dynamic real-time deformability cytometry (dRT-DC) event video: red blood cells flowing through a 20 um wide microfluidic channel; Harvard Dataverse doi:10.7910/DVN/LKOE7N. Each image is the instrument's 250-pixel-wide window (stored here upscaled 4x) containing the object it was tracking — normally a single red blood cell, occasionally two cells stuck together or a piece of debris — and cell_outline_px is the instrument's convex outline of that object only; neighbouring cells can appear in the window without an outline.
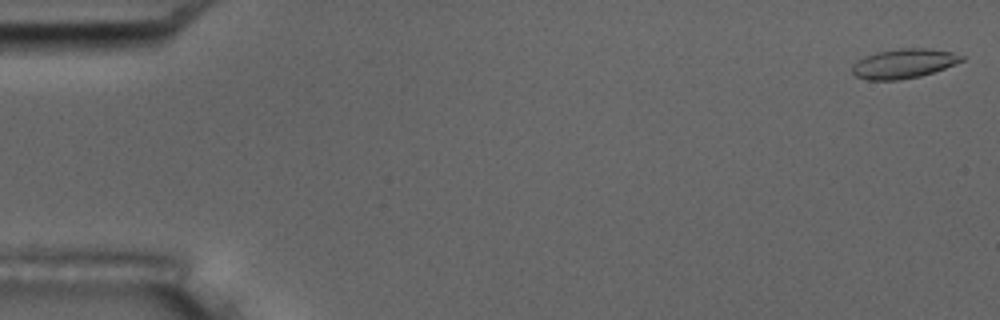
{"species": "common noctule bat (a hibernating species)", "species_latin": "Nyctalus noctula", "temperature_condition": "room temperature", "stored_images_in_passage": 6, "camera_frame_rate_fps": 3000, "um_per_image_px": 0.085, "animal": {"sex": "male", "body_mass_g": 17.5, "forearm_length_mm": 52.3}, "frame": {"image": 1, "passage_image": 1, "time_ms": 0.0, "image_size_px": [1000, 320], "cell_outline_px": [[964, 60], [944, 68], [920, 76], [900, 80], [868, 80], [856, 76], [852, 72], [852, 64], [856, 60], [864, 56], [876, 52], [900, 48], [928, 48], [952, 52], [964, 56]], "centroid_in_image_um": [76.78, 5.4], "position_along_channel_um": 8.2, "area_um2": 18.84}}
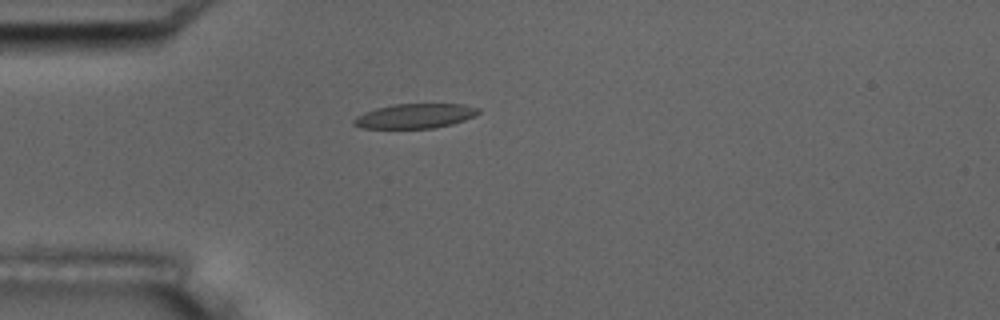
{"frame": {"image": 2, "passage_image": 5, "time_ms": 4.667, "image_size_px": [1000, 320], "cell_outline_px": [[480, 112], [476, 116], [452, 124], [436, 128], [360, 128], [352, 124], [352, 120], [356, 116], [364, 112], [376, 108], [396, 104], [464, 104], [480, 108]], "centroid_in_image_um": [35.28, 9.86], "position_along_channel_um": 49.7, "area_um2": 18.03}}